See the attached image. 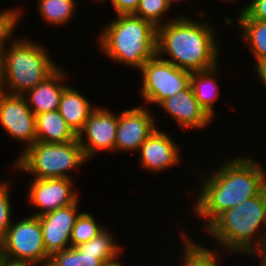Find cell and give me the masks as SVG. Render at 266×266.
I'll list each match as a JSON object with an SVG mask.
<instances>
[{"instance_id": "10", "label": "cell", "mask_w": 266, "mask_h": 266, "mask_svg": "<svg viewBox=\"0 0 266 266\" xmlns=\"http://www.w3.org/2000/svg\"><path fill=\"white\" fill-rule=\"evenodd\" d=\"M0 124L7 135L24 143L22 152L36 142V118L24 96L0 91Z\"/></svg>"}, {"instance_id": "31", "label": "cell", "mask_w": 266, "mask_h": 266, "mask_svg": "<svg viewBox=\"0 0 266 266\" xmlns=\"http://www.w3.org/2000/svg\"><path fill=\"white\" fill-rule=\"evenodd\" d=\"M256 76H258L259 80L263 82V85L266 87V63L260 64L258 66H253Z\"/></svg>"}, {"instance_id": "7", "label": "cell", "mask_w": 266, "mask_h": 266, "mask_svg": "<svg viewBox=\"0 0 266 266\" xmlns=\"http://www.w3.org/2000/svg\"><path fill=\"white\" fill-rule=\"evenodd\" d=\"M0 256L15 262L48 264L50 256L45 251L42 229L37 216L30 215L11 223L0 241Z\"/></svg>"}, {"instance_id": "17", "label": "cell", "mask_w": 266, "mask_h": 266, "mask_svg": "<svg viewBox=\"0 0 266 266\" xmlns=\"http://www.w3.org/2000/svg\"><path fill=\"white\" fill-rule=\"evenodd\" d=\"M61 68L59 66L44 81L23 95L35 116L59 109L61 95L68 86L63 84L67 80V74Z\"/></svg>"}, {"instance_id": "25", "label": "cell", "mask_w": 266, "mask_h": 266, "mask_svg": "<svg viewBox=\"0 0 266 266\" xmlns=\"http://www.w3.org/2000/svg\"><path fill=\"white\" fill-rule=\"evenodd\" d=\"M167 0H140L136 12L133 14L145 21L150 22L156 28L164 25V17L170 12Z\"/></svg>"}, {"instance_id": "32", "label": "cell", "mask_w": 266, "mask_h": 266, "mask_svg": "<svg viewBox=\"0 0 266 266\" xmlns=\"http://www.w3.org/2000/svg\"><path fill=\"white\" fill-rule=\"evenodd\" d=\"M37 265L40 266L39 264L35 263L10 261L2 257V266H37ZM41 266H46V265H41Z\"/></svg>"}, {"instance_id": "20", "label": "cell", "mask_w": 266, "mask_h": 266, "mask_svg": "<svg viewBox=\"0 0 266 266\" xmlns=\"http://www.w3.org/2000/svg\"><path fill=\"white\" fill-rule=\"evenodd\" d=\"M218 66L211 69L191 72L190 86L199 104L212 117L215 118V110L213 105L220 96L219 86L217 84L216 75L218 74Z\"/></svg>"}, {"instance_id": "26", "label": "cell", "mask_w": 266, "mask_h": 266, "mask_svg": "<svg viewBox=\"0 0 266 266\" xmlns=\"http://www.w3.org/2000/svg\"><path fill=\"white\" fill-rule=\"evenodd\" d=\"M22 12L19 8L5 9L0 11V56L7 48L8 40L14 34V30L20 22ZM6 46V47H5Z\"/></svg>"}, {"instance_id": "16", "label": "cell", "mask_w": 266, "mask_h": 266, "mask_svg": "<svg viewBox=\"0 0 266 266\" xmlns=\"http://www.w3.org/2000/svg\"><path fill=\"white\" fill-rule=\"evenodd\" d=\"M158 106L173 117V120L183 127L181 129H202L204 131L203 129L213 121V118L195 98L191 86L166 98Z\"/></svg>"}, {"instance_id": "2", "label": "cell", "mask_w": 266, "mask_h": 266, "mask_svg": "<svg viewBox=\"0 0 266 266\" xmlns=\"http://www.w3.org/2000/svg\"><path fill=\"white\" fill-rule=\"evenodd\" d=\"M215 34L210 23L178 15L157 28L156 54L189 72L211 69L220 62L221 55Z\"/></svg>"}, {"instance_id": "1", "label": "cell", "mask_w": 266, "mask_h": 266, "mask_svg": "<svg viewBox=\"0 0 266 266\" xmlns=\"http://www.w3.org/2000/svg\"><path fill=\"white\" fill-rule=\"evenodd\" d=\"M223 163L201 181L192 207L195 216L203 217L204 229L219 214L257 196L266 187V168L248 154Z\"/></svg>"}, {"instance_id": "28", "label": "cell", "mask_w": 266, "mask_h": 266, "mask_svg": "<svg viewBox=\"0 0 266 266\" xmlns=\"http://www.w3.org/2000/svg\"><path fill=\"white\" fill-rule=\"evenodd\" d=\"M238 19H254L266 22V0H252L239 12Z\"/></svg>"}, {"instance_id": "33", "label": "cell", "mask_w": 266, "mask_h": 266, "mask_svg": "<svg viewBox=\"0 0 266 266\" xmlns=\"http://www.w3.org/2000/svg\"><path fill=\"white\" fill-rule=\"evenodd\" d=\"M103 266H123V265H122V263H120V262L118 261V259H117V260H115V261H113V262L106 263V264H104Z\"/></svg>"}, {"instance_id": "11", "label": "cell", "mask_w": 266, "mask_h": 266, "mask_svg": "<svg viewBox=\"0 0 266 266\" xmlns=\"http://www.w3.org/2000/svg\"><path fill=\"white\" fill-rule=\"evenodd\" d=\"M118 115L107 107H98L91 113L83 129L77 134L84 157L89 161L100 151L114 152Z\"/></svg>"}, {"instance_id": "5", "label": "cell", "mask_w": 266, "mask_h": 266, "mask_svg": "<svg viewBox=\"0 0 266 266\" xmlns=\"http://www.w3.org/2000/svg\"><path fill=\"white\" fill-rule=\"evenodd\" d=\"M9 42L0 56V91L23 96L59 67L42 45L27 38Z\"/></svg>"}, {"instance_id": "9", "label": "cell", "mask_w": 266, "mask_h": 266, "mask_svg": "<svg viewBox=\"0 0 266 266\" xmlns=\"http://www.w3.org/2000/svg\"><path fill=\"white\" fill-rule=\"evenodd\" d=\"M107 227L90 241L76 247L55 252L50 256L49 266H103L119 258L123 247L115 242Z\"/></svg>"}, {"instance_id": "19", "label": "cell", "mask_w": 266, "mask_h": 266, "mask_svg": "<svg viewBox=\"0 0 266 266\" xmlns=\"http://www.w3.org/2000/svg\"><path fill=\"white\" fill-rule=\"evenodd\" d=\"M36 118V141L44 143H66L77 140V134L71 129L59 110L44 112Z\"/></svg>"}, {"instance_id": "35", "label": "cell", "mask_w": 266, "mask_h": 266, "mask_svg": "<svg viewBox=\"0 0 266 266\" xmlns=\"http://www.w3.org/2000/svg\"><path fill=\"white\" fill-rule=\"evenodd\" d=\"M0 266H2V256H0Z\"/></svg>"}, {"instance_id": "34", "label": "cell", "mask_w": 266, "mask_h": 266, "mask_svg": "<svg viewBox=\"0 0 266 266\" xmlns=\"http://www.w3.org/2000/svg\"><path fill=\"white\" fill-rule=\"evenodd\" d=\"M175 1H177V0H167V4H168L170 9H171V7H174V5H173L174 3L173 2H175Z\"/></svg>"}, {"instance_id": "14", "label": "cell", "mask_w": 266, "mask_h": 266, "mask_svg": "<svg viewBox=\"0 0 266 266\" xmlns=\"http://www.w3.org/2000/svg\"><path fill=\"white\" fill-rule=\"evenodd\" d=\"M79 199L70 206L39 216L45 251L49 256L71 247V234L79 216Z\"/></svg>"}, {"instance_id": "4", "label": "cell", "mask_w": 266, "mask_h": 266, "mask_svg": "<svg viewBox=\"0 0 266 266\" xmlns=\"http://www.w3.org/2000/svg\"><path fill=\"white\" fill-rule=\"evenodd\" d=\"M103 28L98 45L110 60L140 70L157 53V28L133 14L117 15Z\"/></svg>"}, {"instance_id": "15", "label": "cell", "mask_w": 266, "mask_h": 266, "mask_svg": "<svg viewBox=\"0 0 266 266\" xmlns=\"http://www.w3.org/2000/svg\"><path fill=\"white\" fill-rule=\"evenodd\" d=\"M180 151L181 149L169 134L156 128L138 152L142 168L156 173L180 163Z\"/></svg>"}, {"instance_id": "30", "label": "cell", "mask_w": 266, "mask_h": 266, "mask_svg": "<svg viewBox=\"0 0 266 266\" xmlns=\"http://www.w3.org/2000/svg\"><path fill=\"white\" fill-rule=\"evenodd\" d=\"M248 256L255 258L258 257L260 260L259 266H266V238L262 242V244L258 248L254 249L251 253H249Z\"/></svg>"}, {"instance_id": "12", "label": "cell", "mask_w": 266, "mask_h": 266, "mask_svg": "<svg viewBox=\"0 0 266 266\" xmlns=\"http://www.w3.org/2000/svg\"><path fill=\"white\" fill-rule=\"evenodd\" d=\"M73 179L51 178L30 181L27 194L30 205L38 209L33 216H42L56 209L70 206L79 199L78 191L74 190Z\"/></svg>"}, {"instance_id": "24", "label": "cell", "mask_w": 266, "mask_h": 266, "mask_svg": "<svg viewBox=\"0 0 266 266\" xmlns=\"http://www.w3.org/2000/svg\"><path fill=\"white\" fill-rule=\"evenodd\" d=\"M105 228L106 227H103L102 224H98L92 214L88 212H80L72 230L70 239L71 247H76L90 241Z\"/></svg>"}, {"instance_id": "13", "label": "cell", "mask_w": 266, "mask_h": 266, "mask_svg": "<svg viewBox=\"0 0 266 266\" xmlns=\"http://www.w3.org/2000/svg\"><path fill=\"white\" fill-rule=\"evenodd\" d=\"M142 105L125 109L118 114V126L114 151L138 152L141 145L157 128V121L147 109Z\"/></svg>"}, {"instance_id": "3", "label": "cell", "mask_w": 266, "mask_h": 266, "mask_svg": "<svg viewBox=\"0 0 266 266\" xmlns=\"http://www.w3.org/2000/svg\"><path fill=\"white\" fill-rule=\"evenodd\" d=\"M203 230L222 251L251 253L266 238V187L257 196L219 214Z\"/></svg>"}, {"instance_id": "6", "label": "cell", "mask_w": 266, "mask_h": 266, "mask_svg": "<svg viewBox=\"0 0 266 266\" xmlns=\"http://www.w3.org/2000/svg\"><path fill=\"white\" fill-rule=\"evenodd\" d=\"M13 162V168L37 179L68 178V172L87 162L78 139L66 143L36 141Z\"/></svg>"}, {"instance_id": "22", "label": "cell", "mask_w": 266, "mask_h": 266, "mask_svg": "<svg viewBox=\"0 0 266 266\" xmlns=\"http://www.w3.org/2000/svg\"><path fill=\"white\" fill-rule=\"evenodd\" d=\"M185 234L183 232L179 234L184 249V253H182L184 256L181 259L182 266H220L218 261L222 262V259L220 260L221 256L219 257V252L215 251V248L204 247L206 245L202 246L198 242L196 243L194 237L192 239Z\"/></svg>"}, {"instance_id": "29", "label": "cell", "mask_w": 266, "mask_h": 266, "mask_svg": "<svg viewBox=\"0 0 266 266\" xmlns=\"http://www.w3.org/2000/svg\"><path fill=\"white\" fill-rule=\"evenodd\" d=\"M106 0H97L96 2ZM117 15L134 14L138 8L140 0H109Z\"/></svg>"}, {"instance_id": "8", "label": "cell", "mask_w": 266, "mask_h": 266, "mask_svg": "<svg viewBox=\"0 0 266 266\" xmlns=\"http://www.w3.org/2000/svg\"><path fill=\"white\" fill-rule=\"evenodd\" d=\"M139 71L142 74L140 96L147 105L158 106L166 98L190 86L191 72L161 59L157 54L147 60Z\"/></svg>"}, {"instance_id": "18", "label": "cell", "mask_w": 266, "mask_h": 266, "mask_svg": "<svg viewBox=\"0 0 266 266\" xmlns=\"http://www.w3.org/2000/svg\"><path fill=\"white\" fill-rule=\"evenodd\" d=\"M92 104L77 88L70 85L63 90L58 110L71 129L78 134L97 108Z\"/></svg>"}, {"instance_id": "23", "label": "cell", "mask_w": 266, "mask_h": 266, "mask_svg": "<svg viewBox=\"0 0 266 266\" xmlns=\"http://www.w3.org/2000/svg\"><path fill=\"white\" fill-rule=\"evenodd\" d=\"M76 0H39L38 9L41 18L51 25L62 26L70 22L76 11Z\"/></svg>"}, {"instance_id": "21", "label": "cell", "mask_w": 266, "mask_h": 266, "mask_svg": "<svg viewBox=\"0 0 266 266\" xmlns=\"http://www.w3.org/2000/svg\"><path fill=\"white\" fill-rule=\"evenodd\" d=\"M236 22L243 41L248 43L256 60L253 66L266 63V22L254 19H237Z\"/></svg>"}, {"instance_id": "27", "label": "cell", "mask_w": 266, "mask_h": 266, "mask_svg": "<svg viewBox=\"0 0 266 266\" xmlns=\"http://www.w3.org/2000/svg\"><path fill=\"white\" fill-rule=\"evenodd\" d=\"M9 180L0 181V241L4 238L6 231L13 222L12 204L10 196V183Z\"/></svg>"}]
</instances>
